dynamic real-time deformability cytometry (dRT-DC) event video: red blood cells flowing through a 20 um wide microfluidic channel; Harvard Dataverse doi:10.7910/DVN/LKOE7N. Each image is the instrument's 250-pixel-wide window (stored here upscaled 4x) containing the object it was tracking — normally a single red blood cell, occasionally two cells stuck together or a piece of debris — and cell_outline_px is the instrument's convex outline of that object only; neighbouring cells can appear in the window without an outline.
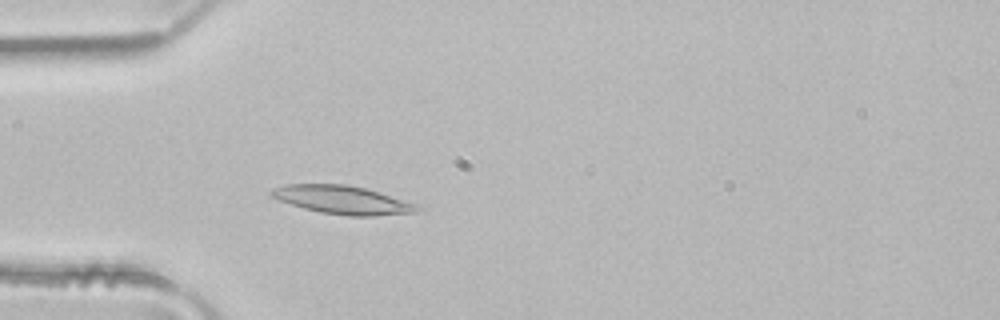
{"species": "common noctule bat (a hibernating species)", "species_latin": "Nyctalus noctula", "temperature_condition": "room temperature", "stored_images_in_passage": 3, "camera_frame_rate_fps": 3000, "um_per_image_px": 0.085, "animal": {"sex": "male", "body_mass_g": 21.5, "forearm_length_mm": 52.0}, "frame": {"image": 1, "passage_image": 3, "time_ms": 0.667, "image_size_px": [1000, 320], "cell_outline_px": [[424, 208], [416, 212], [376, 216], [348, 216], [320, 212], [304, 208], [280, 200], [272, 196], [268, 192], [272, 188], [284, 184], [348, 184], [380, 192], [420, 204]], "centroid_in_image_um": [29.18, 16.99], "position_along_channel_um": 55.8, "area_um2": 24.33}}